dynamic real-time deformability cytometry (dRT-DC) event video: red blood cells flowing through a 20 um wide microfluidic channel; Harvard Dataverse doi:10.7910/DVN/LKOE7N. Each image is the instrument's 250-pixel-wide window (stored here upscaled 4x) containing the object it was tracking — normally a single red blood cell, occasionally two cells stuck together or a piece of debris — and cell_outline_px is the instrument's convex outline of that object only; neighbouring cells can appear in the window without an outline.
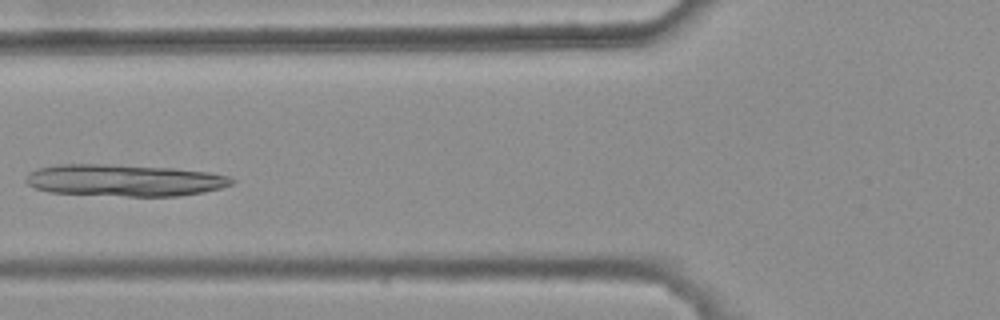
{"species": "common noctule bat (a hibernating species)", "species_latin": "Nyctalus noctula", "temperature_condition": "warm", "stored_images_in_passage": 6, "camera_frame_rate_fps": 3000, "um_per_image_px": 0.085, "animal": {"sex": "female", "body_mass_g": 25.1}, "frame": {"image": 1, "passage_image": 5, "time_ms": 1.333, "image_size_px": [1000, 320], "cell_outline_px": [[236, 180], [232, 184], [220, 188], [204, 192], [180, 196], [128, 196], [48, 192], [36, 188], [28, 184], [24, 180], [36, 168], [56, 164], [108, 164], [176, 168], [208, 172], [228, 176]], "centroid_in_image_um": [10.59, 15.32], "position_along_channel_um": 115.2, "area_um2": 38.26}}
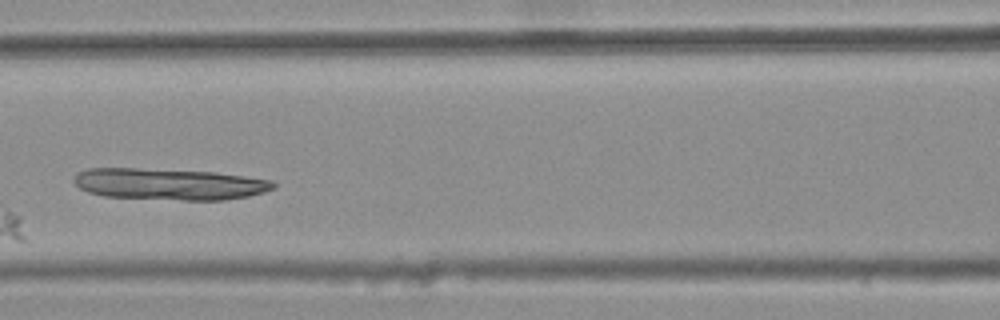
{"frame": {"image": 2, "passage_image": 6, "time_ms": 1.667, "image_size_px": [1000, 320], "cell_outline_px": [[276, 188], [264, 192], [248, 196], [224, 200], [180, 200], [104, 196], [88, 192], [80, 188], [72, 180], [76, 172], [88, 168], [136, 168], [216, 172], [272, 180], [276, 184]], "centroid_in_image_um": [14.38, 15.64], "position_along_channel_um": 152.2, "area_um2": 36.76}}